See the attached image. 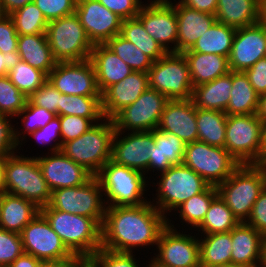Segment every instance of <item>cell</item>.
I'll return each mask as SVG.
<instances>
[{"label":"cell","instance_id":"obj_1","mask_svg":"<svg viewBox=\"0 0 266 267\" xmlns=\"http://www.w3.org/2000/svg\"><path fill=\"white\" fill-rule=\"evenodd\" d=\"M167 218L151 203L106 206L101 227V248L134 253V248L157 246ZM146 246V247H145Z\"/></svg>","mask_w":266,"mask_h":267},{"label":"cell","instance_id":"obj_2","mask_svg":"<svg viewBox=\"0 0 266 267\" xmlns=\"http://www.w3.org/2000/svg\"><path fill=\"white\" fill-rule=\"evenodd\" d=\"M40 212L72 254L89 260L101 248V226L93 218L52 209L49 205Z\"/></svg>","mask_w":266,"mask_h":267},{"label":"cell","instance_id":"obj_3","mask_svg":"<svg viewBox=\"0 0 266 267\" xmlns=\"http://www.w3.org/2000/svg\"><path fill=\"white\" fill-rule=\"evenodd\" d=\"M266 187V170L262 164H241L224 182L216 186L239 222H246L253 205Z\"/></svg>","mask_w":266,"mask_h":267},{"label":"cell","instance_id":"obj_4","mask_svg":"<svg viewBox=\"0 0 266 267\" xmlns=\"http://www.w3.org/2000/svg\"><path fill=\"white\" fill-rule=\"evenodd\" d=\"M95 176L103 190L106 206L142 205L149 202L144 197L149 178L137 170L110 160Z\"/></svg>","mask_w":266,"mask_h":267},{"label":"cell","instance_id":"obj_5","mask_svg":"<svg viewBox=\"0 0 266 267\" xmlns=\"http://www.w3.org/2000/svg\"><path fill=\"white\" fill-rule=\"evenodd\" d=\"M114 133L112 119L104 118L86 133L64 143L61 152L95 176L103 165L112 159Z\"/></svg>","mask_w":266,"mask_h":267},{"label":"cell","instance_id":"obj_6","mask_svg":"<svg viewBox=\"0 0 266 267\" xmlns=\"http://www.w3.org/2000/svg\"><path fill=\"white\" fill-rule=\"evenodd\" d=\"M15 152L5 156L6 192L33 202L40 209L49 204L51 191L43 177L36 156ZM17 154V155H16Z\"/></svg>","mask_w":266,"mask_h":267},{"label":"cell","instance_id":"obj_7","mask_svg":"<svg viewBox=\"0 0 266 267\" xmlns=\"http://www.w3.org/2000/svg\"><path fill=\"white\" fill-rule=\"evenodd\" d=\"M157 178H159L157 184L152 183L157 186V193L154 198L156 201L152 198L151 203L166 218H168V213L170 214L172 210H175L190 197L203 192L210 185L183 163L173 165L165 172L158 174Z\"/></svg>","mask_w":266,"mask_h":267},{"label":"cell","instance_id":"obj_8","mask_svg":"<svg viewBox=\"0 0 266 267\" xmlns=\"http://www.w3.org/2000/svg\"><path fill=\"white\" fill-rule=\"evenodd\" d=\"M46 37L57 62L90 59L93 44L75 13L48 22Z\"/></svg>","mask_w":266,"mask_h":267},{"label":"cell","instance_id":"obj_9","mask_svg":"<svg viewBox=\"0 0 266 267\" xmlns=\"http://www.w3.org/2000/svg\"><path fill=\"white\" fill-rule=\"evenodd\" d=\"M149 88L169 100H189L193 86L189 66L183 53L168 52L152 63L148 70Z\"/></svg>","mask_w":266,"mask_h":267},{"label":"cell","instance_id":"obj_10","mask_svg":"<svg viewBox=\"0 0 266 267\" xmlns=\"http://www.w3.org/2000/svg\"><path fill=\"white\" fill-rule=\"evenodd\" d=\"M103 196L99 180L92 176L81 186L51 191L48 205L52 209L93 218L102 227L106 210Z\"/></svg>","mask_w":266,"mask_h":267},{"label":"cell","instance_id":"obj_11","mask_svg":"<svg viewBox=\"0 0 266 267\" xmlns=\"http://www.w3.org/2000/svg\"><path fill=\"white\" fill-rule=\"evenodd\" d=\"M171 221L168 217L157 242V252L153 258L151 256L150 267H200L198 237L195 233L193 236L180 232Z\"/></svg>","mask_w":266,"mask_h":267},{"label":"cell","instance_id":"obj_12","mask_svg":"<svg viewBox=\"0 0 266 267\" xmlns=\"http://www.w3.org/2000/svg\"><path fill=\"white\" fill-rule=\"evenodd\" d=\"M183 164L213 186L224 182L241 165L225 148L201 141L186 144Z\"/></svg>","mask_w":266,"mask_h":267},{"label":"cell","instance_id":"obj_13","mask_svg":"<svg viewBox=\"0 0 266 267\" xmlns=\"http://www.w3.org/2000/svg\"><path fill=\"white\" fill-rule=\"evenodd\" d=\"M261 124L256 114L227 115L225 149L240 164H260Z\"/></svg>","mask_w":266,"mask_h":267},{"label":"cell","instance_id":"obj_14","mask_svg":"<svg viewBox=\"0 0 266 267\" xmlns=\"http://www.w3.org/2000/svg\"><path fill=\"white\" fill-rule=\"evenodd\" d=\"M168 101L169 99L163 94L148 88L133 104L125 107L112 118L115 131L125 133L157 129Z\"/></svg>","mask_w":266,"mask_h":267},{"label":"cell","instance_id":"obj_15","mask_svg":"<svg viewBox=\"0 0 266 267\" xmlns=\"http://www.w3.org/2000/svg\"><path fill=\"white\" fill-rule=\"evenodd\" d=\"M48 81L61 93L88 97H102L92 62H57Z\"/></svg>","mask_w":266,"mask_h":267},{"label":"cell","instance_id":"obj_16","mask_svg":"<svg viewBox=\"0 0 266 267\" xmlns=\"http://www.w3.org/2000/svg\"><path fill=\"white\" fill-rule=\"evenodd\" d=\"M20 237L24 253L41 261L61 260L73 255L41 212L24 227Z\"/></svg>","mask_w":266,"mask_h":267},{"label":"cell","instance_id":"obj_17","mask_svg":"<svg viewBox=\"0 0 266 267\" xmlns=\"http://www.w3.org/2000/svg\"><path fill=\"white\" fill-rule=\"evenodd\" d=\"M147 2L141 6L136 17L167 53H177L178 22L174 6L169 1Z\"/></svg>","mask_w":266,"mask_h":267},{"label":"cell","instance_id":"obj_18","mask_svg":"<svg viewBox=\"0 0 266 267\" xmlns=\"http://www.w3.org/2000/svg\"><path fill=\"white\" fill-rule=\"evenodd\" d=\"M123 134L119 131L114 133L111 160L147 175L149 158L155 145L154 130Z\"/></svg>","mask_w":266,"mask_h":267},{"label":"cell","instance_id":"obj_19","mask_svg":"<svg viewBox=\"0 0 266 267\" xmlns=\"http://www.w3.org/2000/svg\"><path fill=\"white\" fill-rule=\"evenodd\" d=\"M75 14L93 45L105 44L121 33L123 19L98 0H77Z\"/></svg>","mask_w":266,"mask_h":267},{"label":"cell","instance_id":"obj_20","mask_svg":"<svg viewBox=\"0 0 266 267\" xmlns=\"http://www.w3.org/2000/svg\"><path fill=\"white\" fill-rule=\"evenodd\" d=\"M266 57V25L256 24L236 29L228 57L230 71L245 72Z\"/></svg>","mask_w":266,"mask_h":267},{"label":"cell","instance_id":"obj_21","mask_svg":"<svg viewBox=\"0 0 266 267\" xmlns=\"http://www.w3.org/2000/svg\"><path fill=\"white\" fill-rule=\"evenodd\" d=\"M36 159L50 191L81 186L93 176L61 151L48 152L46 156L39 155Z\"/></svg>","mask_w":266,"mask_h":267},{"label":"cell","instance_id":"obj_22","mask_svg":"<svg viewBox=\"0 0 266 267\" xmlns=\"http://www.w3.org/2000/svg\"><path fill=\"white\" fill-rule=\"evenodd\" d=\"M157 129L176 135L185 144L198 141L196 107L192 99L169 100Z\"/></svg>","mask_w":266,"mask_h":267},{"label":"cell","instance_id":"obj_23","mask_svg":"<svg viewBox=\"0 0 266 267\" xmlns=\"http://www.w3.org/2000/svg\"><path fill=\"white\" fill-rule=\"evenodd\" d=\"M148 88V73L140 71H133L124 80L112 84L102 93L104 118L112 119L122 109L133 104Z\"/></svg>","mask_w":266,"mask_h":267},{"label":"cell","instance_id":"obj_24","mask_svg":"<svg viewBox=\"0 0 266 267\" xmlns=\"http://www.w3.org/2000/svg\"><path fill=\"white\" fill-rule=\"evenodd\" d=\"M178 22L177 53L190 50L196 41L217 21L215 15L200 12L184 4H174Z\"/></svg>","mask_w":266,"mask_h":267},{"label":"cell","instance_id":"obj_25","mask_svg":"<svg viewBox=\"0 0 266 267\" xmlns=\"http://www.w3.org/2000/svg\"><path fill=\"white\" fill-rule=\"evenodd\" d=\"M263 235L246 222L231 230V264L255 267L262 261Z\"/></svg>","mask_w":266,"mask_h":267},{"label":"cell","instance_id":"obj_26","mask_svg":"<svg viewBox=\"0 0 266 267\" xmlns=\"http://www.w3.org/2000/svg\"><path fill=\"white\" fill-rule=\"evenodd\" d=\"M94 67L97 85L103 93L112 84L124 80L133 70L105 44H95L89 59Z\"/></svg>","mask_w":266,"mask_h":267},{"label":"cell","instance_id":"obj_27","mask_svg":"<svg viewBox=\"0 0 266 267\" xmlns=\"http://www.w3.org/2000/svg\"><path fill=\"white\" fill-rule=\"evenodd\" d=\"M154 140L155 145L152 147L147 174L149 171H152L153 174L154 171L161 174L173 165L183 163L186 144L179 137L155 129Z\"/></svg>","mask_w":266,"mask_h":267},{"label":"cell","instance_id":"obj_28","mask_svg":"<svg viewBox=\"0 0 266 267\" xmlns=\"http://www.w3.org/2000/svg\"><path fill=\"white\" fill-rule=\"evenodd\" d=\"M39 212L40 208L33 202L5 192L0 202V228L20 234Z\"/></svg>","mask_w":266,"mask_h":267},{"label":"cell","instance_id":"obj_29","mask_svg":"<svg viewBox=\"0 0 266 267\" xmlns=\"http://www.w3.org/2000/svg\"><path fill=\"white\" fill-rule=\"evenodd\" d=\"M232 71L193 88L192 101L198 109L225 112L230 101Z\"/></svg>","mask_w":266,"mask_h":267},{"label":"cell","instance_id":"obj_30","mask_svg":"<svg viewBox=\"0 0 266 267\" xmlns=\"http://www.w3.org/2000/svg\"><path fill=\"white\" fill-rule=\"evenodd\" d=\"M215 17L236 29L256 24L260 20V0H218Z\"/></svg>","mask_w":266,"mask_h":267},{"label":"cell","instance_id":"obj_31","mask_svg":"<svg viewBox=\"0 0 266 267\" xmlns=\"http://www.w3.org/2000/svg\"><path fill=\"white\" fill-rule=\"evenodd\" d=\"M187 60L192 86L208 83L230 72L228 58L216 54L183 52Z\"/></svg>","mask_w":266,"mask_h":267},{"label":"cell","instance_id":"obj_32","mask_svg":"<svg viewBox=\"0 0 266 267\" xmlns=\"http://www.w3.org/2000/svg\"><path fill=\"white\" fill-rule=\"evenodd\" d=\"M17 44L21 60L48 76L57 61L52 56L46 33L19 35Z\"/></svg>","mask_w":266,"mask_h":267},{"label":"cell","instance_id":"obj_33","mask_svg":"<svg viewBox=\"0 0 266 267\" xmlns=\"http://www.w3.org/2000/svg\"><path fill=\"white\" fill-rule=\"evenodd\" d=\"M230 101L226 108L227 115L255 114L259 95L250 84L245 72L232 71V88Z\"/></svg>","mask_w":266,"mask_h":267},{"label":"cell","instance_id":"obj_34","mask_svg":"<svg viewBox=\"0 0 266 267\" xmlns=\"http://www.w3.org/2000/svg\"><path fill=\"white\" fill-rule=\"evenodd\" d=\"M198 239L200 246V267H220L231 264V231L201 235V238Z\"/></svg>","mask_w":266,"mask_h":267},{"label":"cell","instance_id":"obj_35","mask_svg":"<svg viewBox=\"0 0 266 267\" xmlns=\"http://www.w3.org/2000/svg\"><path fill=\"white\" fill-rule=\"evenodd\" d=\"M236 28L216 21L193 45L184 52L216 54L229 57Z\"/></svg>","mask_w":266,"mask_h":267},{"label":"cell","instance_id":"obj_36","mask_svg":"<svg viewBox=\"0 0 266 267\" xmlns=\"http://www.w3.org/2000/svg\"><path fill=\"white\" fill-rule=\"evenodd\" d=\"M226 118L225 112L196 108L198 141L225 148Z\"/></svg>","mask_w":266,"mask_h":267},{"label":"cell","instance_id":"obj_37","mask_svg":"<svg viewBox=\"0 0 266 267\" xmlns=\"http://www.w3.org/2000/svg\"><path fill=\"white\" fill-rule=\"evenodd\" d=\"M239 220L218 195L211 203L202 223L196 228L200 235L230 232Z\"/></svg>","mask_w":266,"mask_h":267},{"label":"cell","instance_id":"obj_38","mask_svg":"<svg viewBox=\"0 0 266 267\" xmlns=\"http://www.w3.org/2000/svg\"><path fill=\"white\" fill-rule=\"evenodd\" d=\"M124 38L133 43L153 62L162 58L167 52L146 31L142 22L137 18L122 21L121 33Z\"/></svg>","mask_w":266,"mask_h":267},{"label":"cell","instance_id":"obj_39","mask_svg":"<svg viewBox=\"0 0 266 267\" xmlns=\"http://www.w3.org/2000/svg\"><path fill=\"white\" fill-rule=\"evenodd\" d=\"M218 196L216 186L209 185L203 192L196 194L178 206L174 211L179 213L182 223H186L191 230L196 229L204 220L212 201Z\"/></svg>","mask_w":266,"mask_h":267},{"label":"cell","instance_id":"obj_40","mask_svg":"<svg viewBox=\"0 0 266 267\" xmlns=\"http://www.w3.org/2000/svg\"><path fill=\"white\" fill-rule=\"evenodd\" d=\"M105 45L133 71L148 73L152 66L153 61L121 34L108 40Z\"/></svg>","mask_w":266,"mask_h":267},{"label":"cell","instance_id":"obj_41","mask_svg":"<svg viewBox=\"0 0 266 267\" xmlns=\"http://www.w3.org/2000/svg\"><path fill=\"white\" fill-rule=\"evenodd\" d=\"M101 98L61 94L60 116L104 118Z\"/></svg>","mask_w":266,"mask_h":267},{"label":"cell","instance_id":"obj_42","mask_svg":"<svg viewBox=\"0 0 266 267\" xmlns=\"http://www.w3.org/2000/svg\"><path fill=\"white\" fill-rule=\"evenodd\" d=\"M9 16L13 20L18 35L46 33L48 21L34 2L14 11Z\"/></svg>","mask_w":266,"mask_h":267},{"label":"cell","instance_id":"obj_43","mask_svg":"<svg viewBox=\"0 0 266 267\" xmlns=\"http://www.w3.org/2000/svg\"><path fill=\"white\" fill-rule=\"evenodd\" d=\"M16 117H18V119L19 117L22 118L20 123L24 126L21 129V132L19 129H17L18 127H15L16 129H14L15 141L21 147L23 141L27 142V140H25L27 139V135L36 131L39 128L44 127L56 117V114L49 110H46L43 107L33 105L28 100L24 109ZM24 133H26V135Z\"/></svg>","mask_w":266,"mask_h":267},{"label":"cell","instance_id":"obj_44","mask_svg":"<svg viewBox=\"0 0 266 267\" xmlns=\"http://www.w3.org/2000/svg\"><path fill=\"white\" fill-rule=\"evenodd\" d=\"M7 76L27 98L48 80L44 72L22 60L8 72Z\"/></svg>","mask_w":266,"mask_h":267},{"label":"cell","instance_id":"obj_45","mask_svg":"<svg viewBox=\"0 0 266 267\" xmlns=\"http://www.w3.org/2000/svg\"><path fill=\"white\" fill-rule=\"evenodd\" d=\"M28 98L11 82L8 76L0 77V114L16 117L26 106Z\"/></svg>","mask_w":266,"mask_h":267},{"label":"cell","instance_id":"obj_46","mask_svg":"<svg viewBox=\"0 0 266 267\" xmlns=\"http://www.w3.org/2000/svg\"><path fill=\"white\" fill-rule=\"evenodd\" d=\"M137 260V261H136ZM89 261L95 267H140L133 253L115 252L100 248ZM138 263V264H137ZM149 264L145 267H150Z\"/></svg>","mask_w":266,"mask_h":267},{"label":"cell","instance_id":"obj_47","mask_svg":"<svg viewBox=\"0 0 266 267\" xmlns=\"http://www.w3.org/2000/svg\"><path fill=\"white\" fill-rule=\"evenodd\" d=\"M103 119L104 118H84L73 115L60 116L62 145L86 133L95 123Z\"/></svg>","mask_w":266,"mask_h":267},{"label":"cell","instance_id":"obj_48","mask_svg":"<svg viewBox=\"0 0 266 267\" xmlns=\"http://www.w3.org/2000/svg\"><path fill=\"white\" fill-rule=\"evenodd\" d=\"M23 253L20 234L0 228V267H8Z\"/></svg>","mask_w":266,"mask_h":267},{"label":"cell","instance_id":"obj_49","mask_svg":"<svg viewBox=\"0 0 266 267\" xmlns=\"http://www.w3.org/2000/svg\"><path fill=\"white\" fill-rule=\"evenodd\" d=\"M28 100L33 105L43 107L60 116L61 93L48 80Z\"/></svg>","mask_w":266,"mask_h":267},{"label":"cell","instance_id":"obj_50","mask_svg":"<svg viewBox=\"0 0 266 267\" xmlns=\"http://www.w3.org/2000/svg\"><path fill=\"white\" fill-rule=\"evenodd\" d=\"M61 124H60V116H56L52 119L48 124L44 127L37 129L36 131L30 133L32 139L36 140V143L49 145L50 143V152H58L61 151L62 140H61Z\"/></svg>","mask_w":266,"mask_h":267},{"label":"cell","instance_id":"obj_51","mask_svg":"<svg viewBox=\"0 0 266 267\" xmlns=\"http://www.w3.org/2000/svg\"><path fill=\"white\" fill-rule=\"evenodd\" d=\"M47 21L75 13L77 0H33Z\"/></svg>","mask_w":266,"mask_h":267},{"label":"cell","instance_id":"obj_52","mask_svg":"<svg viewBox=\"0 0 266 267\" xmlns=\"http://www.w3.org/2000/svg\"><path fill=\"white\" fill-rule=\"evenodd\" d=\"M8 117L9 116L0 114V156H8L20 149L14 138L15 126L11 124V119L13 118Z\"/></svg>","mask_w":266,"mask_h":267},{"label":"cell","instance_id":"obj_53","mask_svg":"<svg viewBox=\"0 0 266 267\" xmlns=\"http://www.w3.org/2000/svg\"><path fill=\"white\" fill-rule=\"evenodd\" d=\"M18 37L19 35L11 17L9 15H4L0 18V51L3 54L17 51Z\"/></svg>","mask_w":266,"mask_h":267},{"label":"cell","instance_id":"obj_54","mask_svg":"<svg viewBox=\"0 0 266 267\" xmlns=\"http://www.w3.org/2000/svg\"><path fill=\"white\" fill-rule=\"evenodd\" d=\"M123 20L135 18L144 4L141 0H98Z\"/></svg>","mask_w":266,"mask_h":267},{"label":"cell","instance_id":"obj_55","mask_svg":"<svg viewBox=\"0 0 266 267\" xmlns=\"http://www.w3.org/2000/svg\"><path fill=\"white\" fill-rule=\"evenodd\" d=\"M246 223L254 227L263 236L266 235V187L255 201Z\"/></svg>","mask_w":266,"mask_h":267},{"label":"cell","instance_id":"obj_56","mask_svg":"<svg viewBox=\"0 0 266 267\" xmlns=\"http://www.w3.org/2000/svg\"><path fill=\"white\" fill-rule=\"evenodd\" d=\"M245 74L259 96L266 93V57L259 59Z\"/></svg>","mask_w":266,"mask_h":267},{"label":"cell","instance_id":"obj_57","mask_svg":"<svg viewBox=\"0 0 266 267\" xmlns=\"http://www.w3.org/2000/svg\"><path fill=\"white\" fill-rule=\"evenodd\" d=\"M179 3L184 4L190 8L196 9L200 12L213 14L216 13L218 0H178Z\"/></svg>","mask_w":266,"mask_h":267},{"label":"cell","instance_id":"obj_58","mask_svg":"<svg viewBox=\"0 0 266 267\" xmlns=\"http://www.w3.org/2000/svg\"><path fill=\"white\" fill-rule=\"evenodd\" d=\"M20 61L18 50L4 54L0 51V77L6 76Z\"/></svg>","mask_w":266,"mask_h":267},{"label":"cell","instance_id":"obj_59","mask_svg":"<svg viewBox=\"0 0 266 267\" xmlns=\"http://www.w3.org/2000/svg\"><path fill=\"white\" fill-rule=\"evenodd\" d=\"M85 260L77 255L61 260L40 261L38 267H79Z\"/></svg>","mask_w":266,"mask_h":267},{"label":"cell","instance_id":"obj_60","mask_svg":"<svg viewBox=\"0 0 266 267\" xmlns=\"http://www.w3.org/2000/svg\"><path fill=\"white\" fill-rule=\"evenodd\" d=\"M41 260L30 254L23 253L16 258L8 267H38Z\"/></svg>","mask_w":266,"mask_h":267},{"label":"cell","instance_id":"obj_61","mask_svg":"<svg viewBox=\"0 0 266 267\" xmlns=\"http://www.w3.org/2000/svg\"><path fill=\"white\" fill-rule=\"evenodd\" d=\"M32 2L33 0H0L1 7L5 15H10L14 11Z\"/></svg>","mask_w":266,"mask_h":267},{"label":"cell","instance_id":"obj_62","mask_svg":"<svg viewBox=\"0 0 266 267\" xmlns=\"http://www.w3.org/2000/svg\"><path fill=\"white\" fill-rule=\"evenodd\" d=\"M255 114L262 122L266 121V93L259 96Z\"/></svg>","mask_w":266,"mask_h":267},{"label":"cell","instance_id":"obj_63","mask_svg":"<svg viewBox=\"0 0 266 267\" xmlns=\"http://www.w3.org/2000/svg\"><path fill=\"white\" fill-rule=\"evenodd\" d=\"M266 160V121L261 124L260 164Z\"/></svg>","mask_w":266,"mask_h":267},{"label":"cell","instance_id":"obj_64","mask_svg":"<svg viewBox=\"0 0 266 267\" xmlns=\"http://www.w3.org/2000/svg\"><path fill=\"white\" fill-rule=\"evenodd\" d=\"M0 192H6L5 186V156H0Z\"/></svg>","mask_w":266,"mask_h":267},{"label":"cell","instance_id":"obj_65","mask_svg":"<svg viewBox=\"0 0 266 267\" xmlns=\"http://www.w3.org/2000/svg\"><path fill=\"white\" fill-rule=\"evenodd\" d=\"M266 25V0H260V20Z\"/></svg>","mask_w":266,"mask_h":267},{"label":"cell","instance_id":"obj_66","mask_svg":"<svg viewBox=\"0 0 266 267\" xmlns=\"http://www.w3.org/2000/svg\"><path fill=\"white\" fill-rule=\"evenodd\" d=\"M262 261L266 264V235L263 237Z\"/></svg>","mask_w":266,"mask_h":267},{"label":"cell","instance_id":"obj_67","mask_svg":"<svg viewBox=\"0 0 266 267\" xmlns=\"http://www.w3.org/2000/svg\"><path fill=\"white\" fill-rule=\"evenodd\" d=\"M79 267H95L89 260H85Z\"/></svg>","mask_w":266,"mask_h":267},{"label":"cell","instance_id":"obj_68","mask_svg":"<svg viewBox=\"0 0 266 267\" xmlns=\"http://www.w3.org/2000/svg\"><path fill=\"white\" fill-rule=\"evenodd\" d=\"M220 267H248V266H244V265H237V264H227V265H223Z\"/></svg>","mask_w":266,"mask_h":267},{"label":"cell","instance_id":"obj_69","mask_svg":"<svg viewBox=\"0 0 266 267\" xmlns=\"http://www.w3.org/2000/svg\"><path fill=\"white\" fill-rule=\"evenodd\" d=\"M255 267H266V264L263 261H260Z\"/></svg>","mask_w":266,"mask_h":267},{"label":"cell","instance_id":"obj_70","mask_svg":"<svg viewBox=\"0 0 266 267\" xmlns=\"http://www.w3.org/2000/svg\"><path fill=\"white\" fill-rule=\"evenodd\" d=\"M5 15V13L3 12V9L1 7V3H0V18H2Z\"/></svg>","mask_w":266,"mask_h":267},{"label":"cell","instance_id":"obj_71","mask_svg":"<svg viewBox=\"0 0 266 267\" xmlns=\"http://www.w3.org/2000/svg\"><path fill=\"white\" fill-rule=\"evenodd\" d=\"M262 165L265 167V170H266V160L263 161Z\"/></svg>","mask_w":266,"mask_h":267},{"label":"cell","instance_id":"obj_72","mask_svg":"<svg viewBox=\"0 0 266 267\" xmlns=\"http://www.w3.org/2000/svg\"><path fill=\"white\" fill-rule=\"evenodd\" d=\"M151 1H170V0H151Z\"/></svg>","mask_w":266,"mask_h":267},{"label":"cell","instance_id":"obj_73","mask_svg":"<svg viewBox=\"0 0 266 267\" xmlns=\"http://www.w3.org/2000/svg\"><path fill=\"white\" fill-rule=\"evenodd\" d=\"M2 196H3V193H2V192H0V202H1V198H2Z\"/></svg>","mask_w":266,"mask_h":267}]
</instances>
